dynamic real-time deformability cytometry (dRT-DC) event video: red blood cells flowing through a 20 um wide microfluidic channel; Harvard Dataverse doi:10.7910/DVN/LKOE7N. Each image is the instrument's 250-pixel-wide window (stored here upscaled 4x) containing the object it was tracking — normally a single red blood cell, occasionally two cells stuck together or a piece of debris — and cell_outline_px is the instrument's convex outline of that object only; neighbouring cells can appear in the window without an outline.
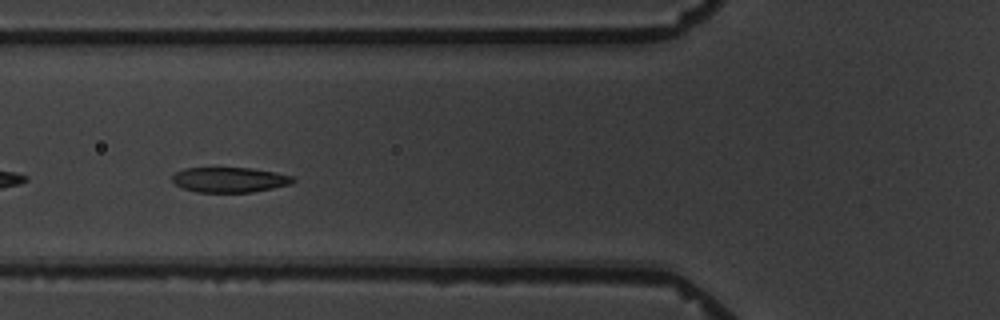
{"species": "common noctule bat (a hibernating species)", "species_latin": "Nyctalus noctula", "temperature_condition": "warm", "stored_images_in_passage": 7, "camera_frame_rate_fps": 3000, "um_per_image_px": 0.085, "animal": {"sex": "male", "body_mass_g": 19.5, "forearm_length_mm": 54.6}, "frame": {"image": 1, "passage_image": 6, "time_ms": 5.667, "image_size_px": [1000, 320], "cell_outline_px": [[296, 180], [292, 184], [252, 192], [196, 192], [184, 188], [176, 184], [172, 180], [172, 176], [176, 172], [184, 168], [252, 168], [276, 172], [296, 176]], "centroid_in_image_um": [19.57, 15.27], "position_along_channel_um": 106.2, "area_um2": 17.74}}
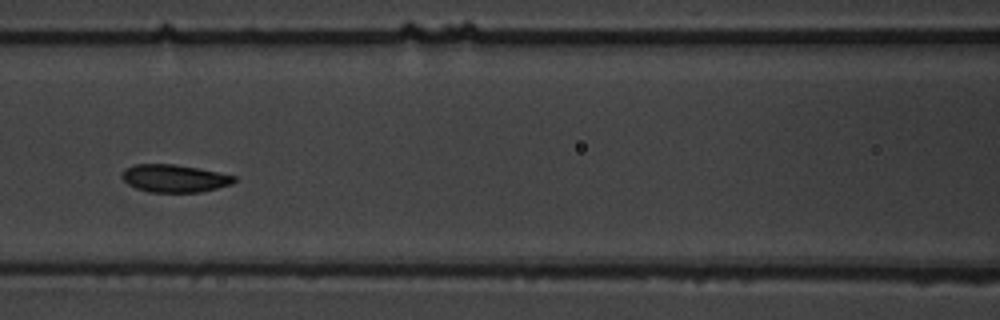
{"frame": {"image": 2, "passage_image": 7, "time_ms": 7.0, "image_size_px": [1000, 320], "cell_outline_px": [[236, 180], [232, 184], [200, 192], [148, 192], [136, 188], [128, 184], [120, 176], [128, 168], [136, 164], [176, 164], [236, 176]], "centroid_in_image_um": [14.83, 15.17], "position_along_channel_um": 151.8, "area_um2": 17.86}}